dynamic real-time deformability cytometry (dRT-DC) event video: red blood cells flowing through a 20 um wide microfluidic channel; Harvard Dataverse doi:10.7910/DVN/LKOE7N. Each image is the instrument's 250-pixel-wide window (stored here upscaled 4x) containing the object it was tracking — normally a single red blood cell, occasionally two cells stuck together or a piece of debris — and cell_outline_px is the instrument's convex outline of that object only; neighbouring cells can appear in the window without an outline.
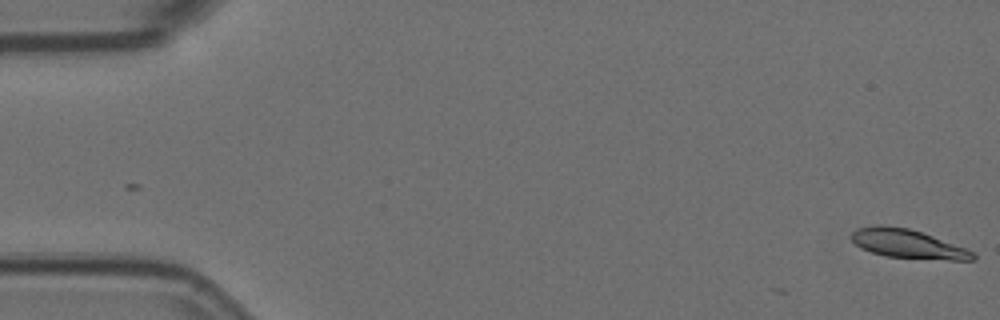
{"species": "Egyptian fruit bat (a non-hibernating species)", "species_latin": "Rousettus aegyptiacus", "temperature_condition": "room temperature", "stored_images_in_passage": 3, "camera_frame_rate_fps": 3000, "um_per_image_px": 0.085, "animal": {"sex": "female"}, "frame": {"image": 1, "passage_image": 1, "time_ms": 0.0, "image_size_px": [1000, 320], "cell_outline_px": [[976, 260], [948, 260], [888, 256], [872, 252], [860, 248], [852, 240], [852, 232], [856, 228], [876, 224], [880, 224], [908, 228], [932, 236], [976, 252]], "centroid_in_image_um": [77.16, 20.72], "position_along_channel_um": 7.8, "area_um2": 20.29}}